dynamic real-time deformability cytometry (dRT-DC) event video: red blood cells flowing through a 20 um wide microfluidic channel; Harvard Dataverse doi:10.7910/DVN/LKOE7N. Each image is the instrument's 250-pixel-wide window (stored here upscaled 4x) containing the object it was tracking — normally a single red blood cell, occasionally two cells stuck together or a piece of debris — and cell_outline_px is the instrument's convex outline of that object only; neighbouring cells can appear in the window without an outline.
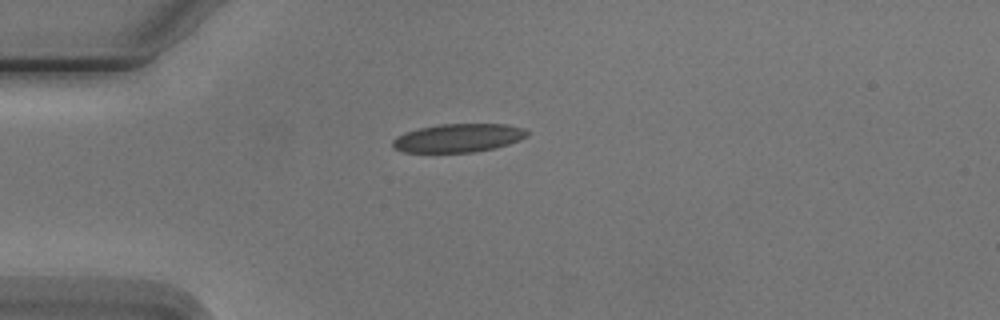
{"species": "Egyptian fruit bat (a non-hibernating species)", "species_latin": "Rousettus aegyptiacus", "temperature_condition": "cold", "stored_images_in_passage": 6, "camera_frame_rate_fps": 3000, "um_per_image_px": 0.085, "animal": {"sex": "male"}, "frame": {"image": 1, "passage_image": 1, "time_ms": 0.0, "image_size_px": [1000, 320], "cell_outline_px": [[528, 136], [520, 140], [496, 148], [476, 152], [432, 156], [404, 152], [392, 148], [392, 140], [396, 136], [404, 132], [420, 128], [440, 124], [508, 124], [524, 128], [528, 132]], "centroid_in_image_um": [38.88, 11.78], "position_along_channel_um": 46.1, "area_um2": 23.52}}
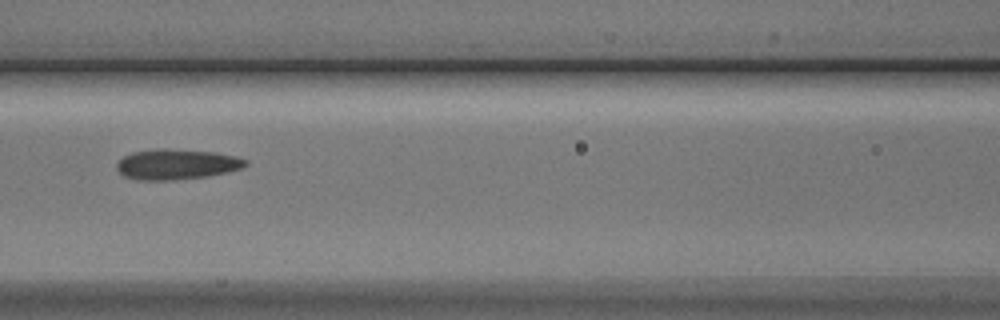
{"frame": {"image": 2, "passage_image": 4, "time_ms": 3.333, "image_size_px": [1000, 320], "cell_outline_px": [[248, 164], [244, 168], [228, 172], [208, 176], [172, 180], [136, 180], [124, 176], [116, 168], [116, 164], [124, 156], [132, 152], [160, 148], [164, 148], [216, 152], [236, 156], [248, 160]], "centroid_in_image_um": [15.04, 13.96], "position_along_channel_um": 151.6, "area_um2": 23.0}}
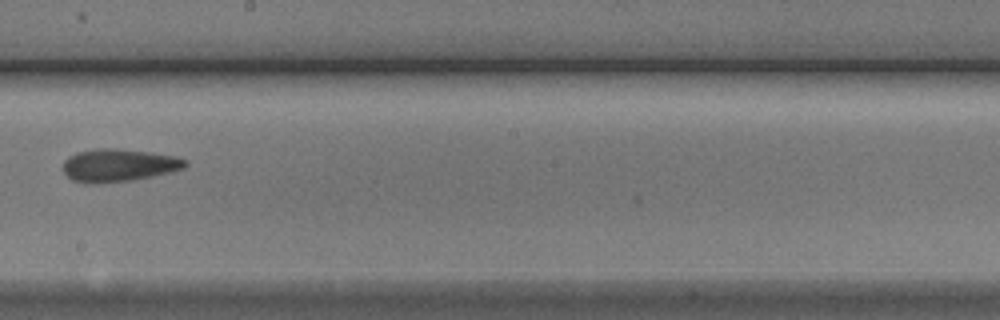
{"frame": {"image": 3, "passage_image": 6, "time_ms": 5.667, "image_size_px": [1000, 320], "cell_outline_px": [[188, 164], [184, 168], [172, 172], [132, 180], [100, 184], [92, 184], [72, 180], [64, 172], [64, 160], [68, 156], [76, 152], [96, 148], [112, 148], [152, 152], [176, 156], [188, 160]], "centroid_in_image_um": [10.1, 14.04], "position_along_channel_um": 238.1, "area_um2": 23.58}}